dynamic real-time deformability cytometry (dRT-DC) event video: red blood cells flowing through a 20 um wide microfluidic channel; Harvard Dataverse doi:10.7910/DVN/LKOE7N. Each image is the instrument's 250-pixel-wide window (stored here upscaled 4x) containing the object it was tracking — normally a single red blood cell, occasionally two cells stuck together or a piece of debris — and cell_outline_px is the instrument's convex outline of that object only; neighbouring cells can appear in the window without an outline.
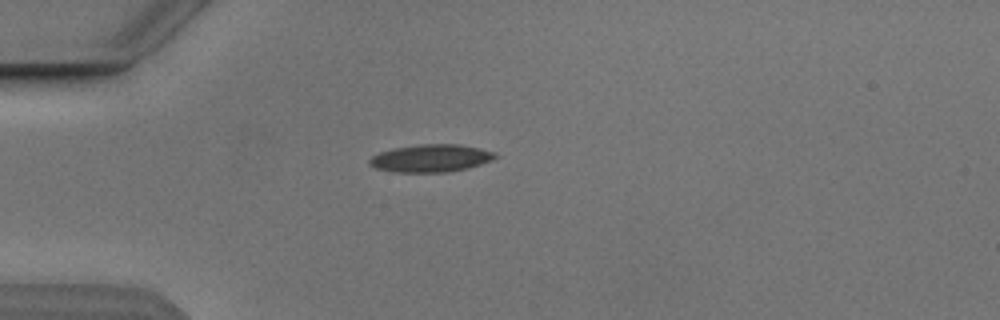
{"species": "Egyptian fruit bat (a non-hibernating species)", "species_latin": "Rousettus aegyptiacus", "temperature_condition": "cold", "stored_images_in_passage": 1, "camera_frame_rate_fps": 3000, "um_per_image_px": 0.085, "animal": {"sex": "male"}, "frame": {"image": 1, "passage_image": 1, "time_ms": 0.0, "image_size_px": [1000, 320], "cell_outline_px": [[500, 156], [492, 160], [468, 168], [448, 172], [392, 172], [376, 168], [368, 164], [368, 160], [372, 156], [380, 152], [392, 148], [420, 144], [460, 144], [480, 148], [496, 152]], "centroid_in_image_um": [36.64, 13.44], "position_along_channel_um": 48.4, "area_um2": 20.46}}